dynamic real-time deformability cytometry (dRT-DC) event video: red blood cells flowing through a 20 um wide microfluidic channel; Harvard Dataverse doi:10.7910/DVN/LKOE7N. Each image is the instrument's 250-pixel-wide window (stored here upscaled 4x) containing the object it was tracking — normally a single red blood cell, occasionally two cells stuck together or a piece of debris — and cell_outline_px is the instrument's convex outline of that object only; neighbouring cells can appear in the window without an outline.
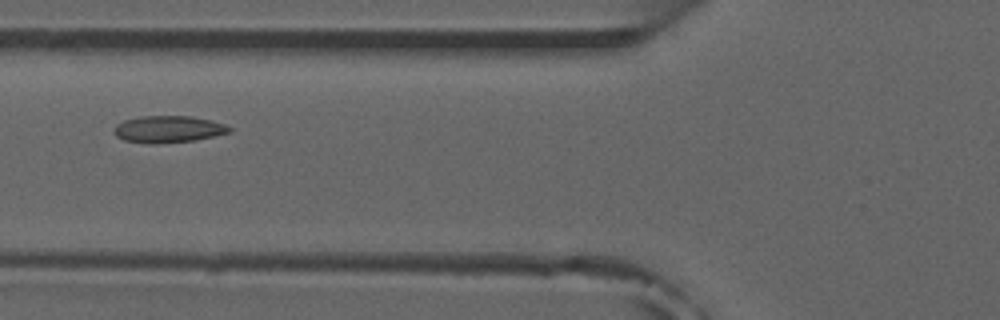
{"species": "common noctule bat (a hibernating species)", "species_latin": "Nyctalus noctula", "temperature_condition": "room temperature", "stored_images_in_passage": 5, "camera_frame_rate_fps": 3000, "um_per_image_px": 0.085, "animal": {"sex": "male", "forearm_length_mm": 52.5}, "frame": {"image": 1, "passage_image": 2, "time_ms": 1.0, "image_size_px": [1000, 320], "cell_outline_px": [[232, 132], [192, 140], [152, 144], [148, 144], [124, 140], [116, 136], [112, 132], [116, 124], [124, 120], [140, 116], [192, 116], [212, 120], [224, 124], [232, 128]], "centroid_in_image_um": [14.28, 10.97], "position_along_channel_um": 111.5, "area_um2": 18.09}}
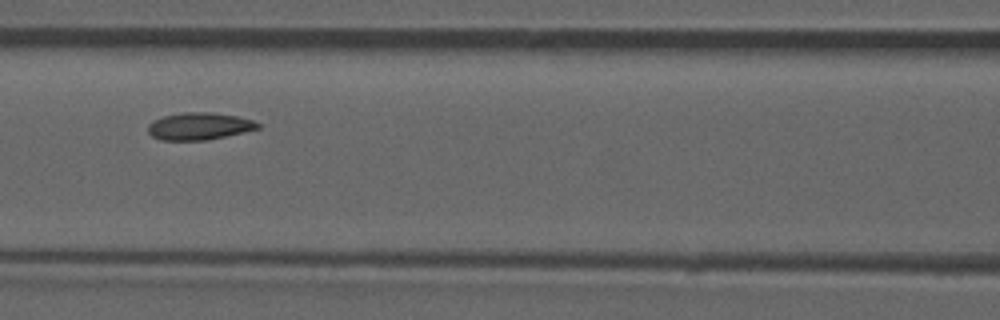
{"frame": {"image": 2, "passage_image": 3, "time_ms": 2.0, "image_size_px": [1000, 320], "cell_outline_px": [[260, 128], [208, 140], [160, 140], [152, 136], [148, 132], [148, 124], [164, 116], [184, 112], [212, 112], [236, 116], [252, 120], [260, 124]], "centroid_in_image_um": [16.93, 10.73], "position_along_channel_um": 149.7, "area_um2": 17.28}}